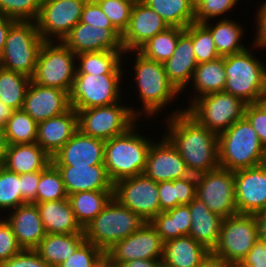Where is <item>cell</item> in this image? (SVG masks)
<instances>
[{
    "instance_id": "d6a6232c",
    "label": "cell",
    "mask_w": 266,
    "mask_h": 267,
    "mask_svg": "<svg viewBox=\"0 0 266 267\" xmlns=\"http://www.w3.org/2000/svg\"><path fill=\"white\" fill-rule=\"evenodd\" d=\"M202 23L212 34L215 48L220 57L229 56L239 53L248 48L242 43L244 37V28L233 18H229L225 15V18L218 19ZM215 22V23H214Z\"/></svg>"
},
{
    "instance_id": "5b68a950",
    "label": "cell",
    "mask_w": 266,
    "mask_h": 267,
    "mask_svg": "<svg viewBox=\"0 0 266 267\" xmlns=\"http://www.w3.org/2000/svg\"><path fill=\"white\" fill-rule=\"evenodd\" d=\"M250 48V49H249ZM253 47L224 57L226 85L224 91L246 104L266 98V63L254 56Z\"/></svg>"
},
{
    "instance_id": "8992f818",
    "label": "cell",
    "mask_w": 266,
    "mask_h": 267,
    "mask_svg": "<svg viewBox=\"0 0 266 267\" xmlns=\"http://www.w3.org/2000/svg\"><path fill=\"white\" fill-rule=\"evenodd\" d=\"M146 221L132 210L120 205L114 198L84 227L86 242L104 252L116 242L140 229Z\"/></svg>"
},
{
    "instance_id": "30bf717a",
    "label": "cell",
    "mask_w": 266,
    "mask_h": 267,
    "mask_svg": "<svg viewBox=\"0 0 266 267\" xmlns=\"http://www.w3.org/2000/svg\"><path fill=\"white\" fill-rule=\"evenodd\" d=\"M246 103L225 91L204 95L194 100L186 112L200 125L219 135L244 117Z\"/></svg>"
},
{
    "instance_id": "11a10c76",
    "label": "cell",
    "mask_w": 266,
    "mask_h": 267,
    "mask_svg": "<svg viewBox=\"0 0 266 267\" xmlns=\"http://www.w3.org/2000/svg\"><path fill=\"white\" fill-rule=\"evenodd\" d=\"M256 22V30L254 31L255 37L253 38V43L251 44L254 49H266V0L264 3H261V6L258 7V10L254 16Z\"/></svg>"
},
{
    "instance_id": "3957f363",
    "label": "cell",
    "mask_w": 266,
    "mask_h": 267,
    "mask_svg": "<svg viewBox=\"0 0 266 267\" xmlns=\"http://www.w3.org/2000/svg\"><path fill=\"white\" fill-rule=\"evenodd\" d=\"M138 124L137 122L125 133L105 141L104 165L113 184L144 173L153 141L151 137L146 138L137 131Z\"/></svg>"
},
{
    "instance_id": "60d3db41",
    "label": "cell",
    "mask_w": 266,
    "mask_h": 267,
    "mask_svg": "<svg viewBox=\"0 0 266 267\" xmlns=\"http://www.w3.org/2000/svg\"><path fill=\"white\" fill-rule=\"evenodd\" d=\"M37 124L22 109L13 110L4 126L7 144H30L36 142Z\"/></svg>"
},
{
    "instance_id": "d4e9b609",
    "label": "cell",
    "mask_w": 266,
    "mask_h": 267,
    "mask_svg": "<svg viewBox=\"0 0 266 267\" xmlns=\"http://www.w3.org/2000/svg\"><path fill=\"white\" fill-rule=\"evenodd\" d=\"M3 216L22 249L34 250L47 234L38 207L34 203L20 205L8 212L7 217Z\"/></svg>"
},
{
    "instance_id": "484cf974",
    "label": "cell",
    "mask_w": 266,
    "mask_h": 267,
    "mask_svg": "<svg viewBox=\"0 0 266 267\" xmlns=\"http://www.w3.org/2000/svg\"><path fill=\"white\" fill-rule=\"evenodd\" d=\"M56 167L68 195L82 191L113 190L105 165Z\"/></svg>"
},
{
    "instance_id": "7bdbcfd3",
    "label": "cell",
    "mask_w": 266,
    "mask_h": 267,
    "mask_svg": "<svg viewBox=\"0 0 266 267\" xmlns=\"http://www.w3.org/2000/svg\"><path fill=\"white\" fill-rule=\"evenodd\" d=\"M20 175L8 171L4 167L0 169V213L6 214L11 210L27 202L21 196ZM3 211V212H2Z\"/></svg>"
},
{
    "instance_id": "8fae6325",
    "label": "cell",
    "mask_w": 266,
    "mask_h": 267,
    "mask_svg": "<svg viewBox=\"0 0 266 267\" xmlns=\"http://www.w3.org/2000/svg\"><path fill=\"white\" fill-rule=\"evenodd\" d=\"M259 239L254 214H235L223 219L219 239L211 251L229 264L240 263Z\"/></svg>"
},
{
    "instance_id": "44dd1931",
    "label": "cell",
    "mask_w": 266,
    "mask_h": 267,
    "mask_svg": "<svg viewBox=\"0 0 266 267\" xmlns=\"http://www.w3.org/2000/svg\"><path fill=\"white\" fill-rule=\"evenodd\" d=\"M71 108L69 92L30 82L22 110L37 123L63 114Z\"/></svg>"
},
{
    "instance_id": "8d00e7d4",
    "label": "cell",
    "mask_w": 266,
    "mask_h": 267,
    "mask_svg": "<svg viewBox=\"0 0 266 267\" xmlns=\"http://www.w3.org/2000/svg\"><path fill=\"white\" fill-rule=\"evenodd\" d=\"M160 212L188 205L196 197V175L158 183Z\"/></svg>"
},
{
    "instance_id": "816d5d0a",
    "label": "cell",
    "mask_w": 266,
    "mask_h": 267,
    "mask_svg": "<svg viewBox=\"0 0 266 267\" xmlns=\"http://www.w3.org/2000/svg\"><path fill=\"white\" fill-rule=\"evenodd\" d=\"M80 22L101 28H115L95 0H87L82 10Z\"/></svg>"
},
{
    "instance_id": "f5cc1de1",
    "label": "cell",
    "mask_w": 266,
    "mask_h": 267,
    "mask_svg": "<svg viewBox=\"0 0 266 267\" xmlns=\"http://www.w3.org/2000/svg\"><path fill=\"white\" fill-rule=\"evenodd\" d=\"M0 267H50L35 250L22 249L18 254L0 264Z\"/></svg>"
},
{
    "instance_id": "ac0fdd59",
    "label": "cell",
    "mask_w": 266,
    "mask_h": 267,
    "mask_svg": "<svg viewBox=\"0 0 266 267\" xmlns=\"http://www.w3.org/2000/svg\"><path fill=\"white\" fill-rule=\"evenodd\" d=\"M234 174L238 214H255L266 209V163L236 170Z\"/></svg>"
},
{
    "instance_id": "ffe728a7",
    "label": "cell",
    "mask_w": 266,
    "mask_h": 267,
    "mask_svg": "<svg viewBox=\"0 0 266 267\" xmlns=\"http://www.w3.org/2000/svg\"><path fill=\"white\" fill-rule=\"evenodd\" d=\"M170 26L141 0L134 2L130 22L122 34L124 52L137 51L145 42Z\"/></svg>"
},
{
    "instance_id": "f35d334b",
    "label": "cell",
    "mask_w": 266,
    "mask_h": 267,
    "mask_svg": "<svg viewBox=\"0 0 266 267\" xmlns=\"http://www.w3.org/2000/svg\"><path fill=\"white\" fill-rule=\"evenodd\" d=\"M31 78L0 67V101L12 110L22 109Z\"/></svg>"
},
{
    "instance_id": "4dcf8cb0",
    "label": "cell",
    "mask_w": 266,
    "mask_h": 267,
    "mask_svg": "<svg viewBox=\"0 0 266 267\" xmlns=\"http://www.w3.org/2000/svg\"><path fill=\"white\" fill-rule=\"evenodd\" d=\"M226 79L224 57L198 64L189 83L193 89L189 91L194 93L189 97V105L199 97L224 91Z\"/></svg>"
},
{
    "instance_id": "a7ac6f4b",
    "label": "cell",
    "mask_w": 266,
    "mask_h": 267,
    "mask_svg": "<svg viewBox=\"0 0 266 267\" xmlns=\"http://www.w3.org/2000/svg\"><path fill=\"white\" fill-rule=\"evenodd\" d=\"M2 164H3V162H0V169L3 167Z\"/></svg>"
},
{
    "instance_id": "7402d4cb",
    "label": "cell",
    "mask_w": 266,
    "mask_h": 267,
    "mask_svg": "<svg viewBox=\"0 0 266 267\" xmlns=\"http://www.w3.org/2000/svg\"><path fill=\"white\" fill-rule=\"evenodd\" d=\"M105 141L82 134L79 130L52 157L55 166L104 165Z\"/></svg>"
},
{
    "instance_id": "836d02e7",
    "label": "cell",
    "mask_w": 266,
    "mask_h": 267,
    "mask_svg": "<svg viewBox=\"0 0 266 267\" xmlns=\"http://www.w3.org/2000/svg\"><path fill=\"white\" fill-rule=\"evenodd\" d=\"M123 54L124 51L83 52L77 54L76 74L123 75L126 71L123 64Z\"/></svg>"
},
{
    "instance_id": "91938a15",
    "label": "cell",
    "mask_w": 266,
    "mask_h": 267,
    "mask_svg": "<svg viewBox=\"0 0 266 267\" xmlns=\"http://www.w3.org/2000/svg\"><path fill=\"white\" fill-rule=\"evenodd\" d=\"M198 267H232V265L210 252Z\"/></svg>"
},
{
    "instance_id": "db71d44e",
    "label": "cell",
    "mask_w": 266,
    "mask_h": 267,
    "mask_svg": "<svg viewBox=\"0 0 266 267\" xmlns=\"http://www.w3.org/2000/svg\"><path fill=\"white\" fill-rule=\"evenodd\" d=\"M40 180V172L20 175L21 196L27 203H37V188Z\"/></svg>"
},
{
    "instance_id": "ee69618b",
    "label": "cell",
    "mask_w": 266,
    "mask_h": 267,
    "mask_svg": "<svg viewBox=\"0 0 266 267\" xmlns=\"http://www.w3.org/2000/svg\"><path fill=\"white\" fill-rule=\"evenodd\" d=\"M192 44L198 64L219 58L210 31L201 23H192Z\"/></svg>"
},
{
    "instance_id": "52a82bcc",
    "label": "cell",
    "mask_w": 266,
    "mask_h": 267,
    "mask_svg": "<svg viewBox=\"0 0 266 267\" xmlns=\"http://www.w3.org/2000/svg\"><path fill=\"white\" fill-rule=\"evenodd\" d=\"M43 43L35 21H16L8 31L0 67L31 78Z\"/></svg>"
},
{
    "instance_id": "6da1fadb",
    "label": "cell",
    "mask_w": 266,
    "mask_h": 267,
    "mask_svg": "<svg viewBox=\"0 0 266 267\" xmlns=\"http://www.w3.org/2000/svg\"><path fill=\"white\" fill-rule=\"evenodd\" d=\"M185 110L178 107L165 117L163 122L167 129L163 131L164 135L176 147L191 174L218 168V135L200 125Z\"/></svg>"
},
{
    "instance_id": "f1b7e54d",
    "label": "cell",
    "mask_w": 266,
    "mask_h": 267,
    "mask_svg": "<svg viewBox=\"0 0 266 267\" xmlns=\"http://www.w3.org/2000/svg\"><path fill=\"white\" fill-rule=\"evenodd\" d=\"M34 204L38 207L47 234L84 233L68 198Z\"/></svg>"
},
{
    "instance_id": "f546056e",
    "label": "cell",
    "mask_w": 266,
    "mask_h": 267,
    "mask_svg": "<svg viewBox=\"0 0 266 267\" xmlns=\"http://www.w3.org/2000/svg\"><path fill=\"white\" fill-rule=\"evenodd\" d=\"M210 251L191 236L164 243L162 263L168 267H198Z\"/></svg>"
},
{
    "instance_id": "2e32d148",
    "label": "cell",
    "mask_w": 266,
    "mask_h": 267,
    "mask_svg": "<svg viewBox=\"0 0 266 267\" xmlns=\"http://www.w3.org/2000/svg\"><path fill=\"white\" fill-rule=\"evenodd\" d=\"M164 242L155 228L146 222L128 237L116 242L105 252L114 266L136 259H162Z\"/></svg>"
},
{
    "instance_id": "b9f144b4",
    "label": "cell",
    "mask_w": 266,
    "mask_h": 267,
    "mask_svg": "<svg viewBox=\"0 0 266 267\" xmlns=\"http://www.w3.org/2000/svg\"><path fill=\"white\" fill-rule=\"evenodd\" d=\"M68 198V193L62 176L57 167L50 163L40 171V180L37 188V203L58 201Z\"/></svg>"
},
{
    "instance_id": "f6af8a7d",
    "label": "cell",
    "mask_w": 266,
    "mask_h": 267,
    "mask_svg": "<svg viewBox=\"0 0 266 267\" xmlns=\"http://www.w3.org/2000/svg\"><path fill=\"white\" fill-rule=\"evenodd\" d=\"M42 0H0V15L16 21H36Z\"/></svg>"
},
{
    "instance_id": "9a60e30c",
    "label": "cell",
    "mask_w": 266,
    "mask_h": 267,
    "mask_svg": "<svg viewBox=\"0 0 266 267\" xmlns=\"http://www.w3.org/2000/svg\"><path fill=\"white\" fill-rule=\"evenodd\" d=\"M87 0H42L36 19L37 30L44 41H60L80 21Z\"/></svg>"
},
{
    "instance_id": "ba28073f",
    "label": "cell",
    "mask_w": 266,
    "mask_h": 267,
    "mask_svg": "<svg viewBox=\"0 0 266 267\" xmlns=\"http://www.w3.org/2000/svg\"><path fill=\"white\" fill-rule=\"evenodd\" d=\"M123 102L121 100L109 106L76 110L78 130L104 141L125 133L139 121V107L135 108V104L124 105Z\"/></svg>"
},
{
    "instance_id": "e0dca14e",
    "label": "cell",
    "mask_w": 266,
    "mask_h": 267,
    "mask_svg": "<svg viewBox=\"0 0 266 267\" xmlns=\"http://www.w3.org/2000/svg\"><path fill=\"white\" fill-rule=\"evenodd\" d=\"M161 138L150 146L144 174L158 183L190 176L176 147L164 134Z\"/></svg>"
},
{
    "instance_id": "74e56055",
    "label": "cell",
    "mask_w": 266,
    "mask_h": 267,
    "mask_svg": "<svg viewBox=\"0 0 266 267\" xmlns=\"http://www.w3.org/2000/svg\"><path fill=\"white\" fill-rule=\"evenodd\" d=\"M157 12L170 27L185 29L195 23V0H141Z\"/></svg>"
},
{
    "instance_id": "d590c367",
    "label": "cell",
    "mask_w": 266,
    "mask_h": 267,
    "mask_svg": "<svg viewBox=\"0 0 266 267\" xmlns=\"http://www.w3.org/2000/svg\"><path fill=\"white\" fill-rule=\"evenodd\" d=\"M113 198V190L82 191L68 195L74 215L84 228Z\"/></svg>"
},
{
    "instance_id": "94428289",
    "label": "cell",
    "mask_w": 266,
    "mask_h": 267,
    "mask_svg": "<svg viewBox=\"0 0 266 267\" xmlns=\"http://www.w3.org/2000/svg\"><path fill=\"white\" fill-rule=\"evenodd\" d=\"M258 224L259 240L266 242V209L254 214Z\"/></svg>"
},
{
    "instance_id": "277c9868",
    "label": "cell",
    "mask_w": 266,
    "mask_h": 267,
    "mask_svg": "<svg viewBox=\"0 0 266 267\" xmlns=\"http://www.w3.org/2000/svg\"><path fill=\"white\" fill-rule=\"evenodd\" d=\"M219 166L236 171L266 163V151L248 120L243 117L218 135Z\"/></svg>"
},
{
    "instance_id": "cb8c5ba5",
    "label": "cell",
    "mask_w": 266,
    "mask_h": 267,
    "mask_svg": "<svg viewBox=\"0 0 266 267\" xmlns=\"http://www.w3.org/2000/svg\"><path fill=\"white\" fill-rule=\"evenodd\" d=\"M78 131L74 108L61 115L38 122L36 143L52 158Z\"/></svg>"
},
{
    "instance_id": "c3c4849f",
    "label": "cell",
    "mask_w": 266,
    "mask_h": 267,
    "mask_svg": "<svg viewBox=\"0 0 266 267\" xmlns=\"http://www.w3.org/2000/svg\"><path fill=\"white\" fill-rule=\"evenodd\" d=\"M105 259V252L90 242H84L57 267H97Z\"/></svg>"
},
{
    "instance_id": "6f0895ef",
    "label": "cell",
    "mask_w": 266,
    "mask_h": 267,
    "mask_svg": "<svg viewBox=\"0 0 266 267\" xmlns=\"http://www.w3.org/2000/svg\"><path fill=\"white\" fill-rule=\"evenodd\" d=\"M16 22V20L4 15H0V56L4 50L6 37L10 27Z\"/></svg>"
},
{
    "instance_id": "4fadbf2b",
    "label": "cell",
    "mask_w": 266,
    "mask_h": 267,
    "mask_svg": "<svg viewBox=\"0 0 266 267\" xmlns=\"http://www.w3.org/2000/svg\"><path fill=\"white\" fill-rule=\"evenodd\" d=\"M196 197L223 218L238 214L234 171L218 167L196 175Z\"/></svg>"
},
{
    "instance_id": "bcb514c9",
    "label": "cell",
    "mask_w": 266,
    "mask_h": 267,
    "mask_svg": "<svg viewBox=\"0 0 266 267\" xmlns=\"http://www.w3.org/2000/svg\"><path fill=\"white\" fill-rule=\"evenodd\" d=\"M112 25L121 33L127 29L134 4L132 0H95Z\"/></svg>"
},
{
    "instance_id": "7a4b0ae2",
    "label": "cell",
    "mask_w": 266,
    "mask_h": 267,
    "mask_svg": "<svg viewBox=\"0 0 266 267\" xmlns=\"http://www.w3.org/2000/svg\"><path fill=\"white\" fill-rule=\"evenodd\" d=\"M129 53V54H128ZM134 56L132 63L134 68L133 80L135 81L134 88L138 94V102H142V108L139 109V118L142 116L154 118L158 115L162 109L166 110V106L172 104V102L180 96V92L169 81L163 63L153 61L145 58L138 51H127L123 54V61L128 55ZM134 54V55H133ZM134 64V65H133ZM136 86V87H135ZM165 107V108H164Z\"/></svg>"
},
{
    "instance_id": "6125c7cd",
    "label": "cell",
    "mask_w": 266,
    "mask_h": 267,
    "mask_svg": "<svg viewBox=\"0 0 266 267\" xmlns=\"http://www.w3.org/2000/svg\"><path fill=\"white\" fill-rule=\"evenodd\" d=\"M12 109L5 105L4 102L0 101V126L4 127L8 119L10 118L12 114Z\"/></svg>"
},
{
    "instance_id": "680465c9",
    "label": "cell",
    "mask_w": 266,
    "mask_h": 267,
    "mask_svg": "<svg viewBox=\"0 0 266 267\" xmlns=\"http://www.w3.org/2000/svg\"><path fill=\"white\" fill-rule=\"evenodd\" d=\"M162 259H136L120 264L118 267H159Z\"/></svg>"
},
{
    "instance_id": "e575fe53",
    "label": "cell",
    "mask_w": 266,
    "mask_h": 267,
    "mask_svg": "<svg viewBox=\"0 0 266 267\" xmlns=\"http://www.w3.org/2000/svg\"><path fill=\"white\" fill-rule=\"evenodd\" d=\"M150 224L155 228L163 242L189 235L191 215L188 205H179L160 212Z\"/></svg>"
},
{
    "instance_id": "d6986e66",
    "label": "cell",
    "mask_w": 266,
    "mask_h": 267,
    "mask_svg": "<svg viewBox=\"0 0 266 267\" xmlns=\"http://www.w3.org/2000/svg\"><path fill=\"white\" fill-rule=\"evenodd\" d=\"M62 42L76 55L83 52L124 51L122 34L116 28H101L80 21Z\"/></svg>"
},
{
    "instance_id": "ab89813d",
    "label": "cell",
    "mask_w": 266,
    "mask_h": 267,
    "mask_svg": "<svg viewBox=\"0 0 266 267\" xmlns=\"http://www.w3.org/2000/svg\"><path fill=\"white\" fill-rule=\"evenodd\" d=\"M180 27H169L145 42L137 51L145 58L164 63L175 51L180 33Z\"/></svg>"
},
{
    "instance_id": "7c38bea8",
    "label": "cell",
    "mask_w": 266,
    "mask_h": 267,
    "mask_svg": "<svg viewBox=\"0 0 266 267\" xmlns=\"http://www.w3.org/2000/svg\"><path fill=\"white\" fill-rule=\"evenodd\" d=\"M122 78L125 79L123 75L76 74L69 92L71 107L82 110L120 102L124 96Z\"/></svg>"
},
{
    "instance_id": "9f6ffc18",
    "label": "cell",
    "mask_w": 266,
    "mask_h": 267,
    "mask_svg": "<svg viewBox=\"0 0 266 267\" xmlns=\"http://www.w3.org/2000/svg\"><path fill=\"white\" fill-rule=\"evenodd\" d=\"M239 264L245 267H266V242L258 239Z\"/></svg>"
},
{
    "instance_id": "f907efd6",
    "label": "cell",
    "mask_w": 266,
    "mask_h": 267,
    "mask_svg": "<svg viewBox=\"0 0 266 267\" xmlns=\"http://www.w3.org/2000/svg\"><path fill=\"white\" fill-rule=\"evenodd\" d=\"M22 248L8 222L0 216V264L18 254Z\"/></svg>"
},
{
    "instance_id": "681fc988",
    "label": "cell",
    "mask_w": 266,
    "mask_h": 267,
    "mask_svg": "<svg viewBox=\"0 0 266 267\" xmlns=\"http://www.w3.org/2000/svg\"><path fill=\"white\" fill-rule=\"evenodd\" d=\"M244 117L256 131L266 151V98L259 102L247 104Z\"/></svg>"
},
{
    "instance_id": "5bb4252c",
    "label": "cell",
    "mask_w": 266,
    "mask_h": 267,
    "mask_svg": "<svg viewBox=\"0 0 266 267\" xmlns=\"http://www.w3.org/2000/svg\"><path fill=\"white\" fill-rule=\"evenodd\" d=\"M113 198L146 222H150L160 213L158 182L144 173L114 183Z\"/></svg>"
},
{
    "instance_id": "603a6c76",
    "label": "cell",
    "mask_w": 266,
    "mask_h": 267,
    "mask_svg": "<svg viewBox=\"0 0 266 267\" xmlns=\"http://www.w3.org/2000/svg\"><path fill=\"white\" fill-rule=\"evenodd\" d=\"M198 63L195 59L192 44V24L186 27L179 35L176 48L172 56L163 63L169 81L183 95L189 88L193 73Z\"/></svg>"
},
{
    "instance_id": "003e7915",
    "label": "cell",
    "mask_w": 266,
    "mask_h": 267,
    "mask_svg": "<svg viewBox=\"0 0 266 267\" xmlns=\"http://www.w3.org/2000/svg\"><path fill=\"white\" fill-rule=\"evenodd\" d=\"M159 267H168V266H166L164 263L161 262V264L159 265Z\"/></svg>"
},
{
    "instance_id": "be15d7a7",
    "label": "cell",
    "mask_w": 266,
    "mask_h": 267,
    "mask_svg": "<svg viewBox=\"0 0 266 267\" xmlns=\"http://www.w3.org/2000/svg\"><path fill=\"white\" fill-rule=\"evenodd\" d=\"M7 146L8 144L5 137L4 127L0 126V162L4 161Z\"/></svg>"
},
{
    "instance_id": "03108f58",
    "label": "cell",
    "mask_w": 266,
    "mask_h": 267,
    "mask_svg": "<svg viewBox=\"0 0 266 267\" xmlns=\"http://www.w3.org/2000/svg\"><path fill=\"white\" fill-rule=\"evenodd\" d=\"M232 267H245V266H241L239 263H237V264L232 265Z\"/></svg>"
},
{
    "instance_id": "1f68e13d",
    "label": "cell",
    "mask_w": 266,
    "mask_h": 267,
    "mask_svg": "<svg viewBox=\"0 0 266 267\" xmlns=\"http://www.w3.org/2000/svg\"><path fill=\"white\" fill-rule=\"evenodd\" d=\"M85 241L84 233L46 234L34 250L50 267H57Z\"/></svg>"
},
{
    "instance_id": "9c48e42d",
    "label": "cell",
    "mask_w": 266,
    "mask_h": 267,
    "mask_svg": "<svg viewBox=\"0 0 266 267\" xmlns=\"http://www.w3.org/2000/svg\"><path fill=\"white\" fill-rule=\"evenodd\" d=\"M76 75V54L63 42L44 41L31 81L70 92Z\"/></svg>"
},
{
    "instance_id": "7dc6e473",
    "label": "cell",
    "mask_w": 266,
    "mask_h": 267,
    "mask_svg": "<svg viewBox=\"0 0 266 267\" xmlns=\"http://www.w3.org/2000/svg\"><path fill=\"white\" fill-rule=\"evenodd\" d=\"M240 0H195V23H205L222 17L238 6Z\"/></svg>"
},
{
    "instance_id": "e7e4bbea",
    "label": "cell",
    "mask_w": 266,
    "mask_h": 267,
    "mask_svg": "<svg viewBox=\"0 0 266 267\" xmlns=\"http://www.w3.org/2000/svg\"><path fill=\"white\" fill-rule=\"evenodd\" d=\"M97 267H110V262L105 258Z\"/></svg>"
},
{
    "instance_id": "83f0119b",
    "label": "cell",
    "mask_w": 266,
    "mask_h": 267,
    "mask_svg": "<svg viewBox=\"0 0 266 267\" xmlns=\"http://www.w3.org/2000/svg\"><path fill=\"white\" fill-rule=\"evenodd\" d=\"M52 158L36 143L8 145L2 166L19 175L44 170Z\"/></svg>"
},
{
    "instance_id": "4316f807",
    "label": "cell",
    "mask_w": 266,
    "mask_h": 267,
    "mask_svg": "<svg viewBox=\"0 0 266 267\" xmlns=\"http://www.w3.org/2000/svg\"><path fill=\"white\" fill-rule=\"evenodd\" d=\"M188 206L192 223L189 236L211 252L218 242L224 218L211 212L197 197Z\"/></svg>"
}]
</instances>
